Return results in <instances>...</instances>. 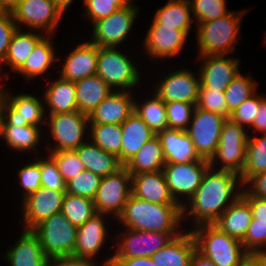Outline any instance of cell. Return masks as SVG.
Listing matches in <instances>:
<instances>
[{
  "label": "cell",
  "mask_w": 266,
  "mask_h": 266,
  "mask_svg": "<svg viewBox=\"0 0 266 266\" xmlns=\"http://www.w3.org/2000/svg\"><path fill=\"white\" fill-rule=\"evenodd\" d=\"M242 190L243 184L239 174L209 167L194 196L182 207L183 222L187 220V225L190 220L189 230L202 224H214L241 196Z\"/></svg>",
  "instance_id": "6da1fadb"
},
{
  "label": "cell",
  "mask_w": 266,
  "mask_h": 266,
  "mask_svg": "<svg viewBox=\"0 0 266 266\" xmlns=\"http://www.w3.org/2000/svg\"><path fill=\"white\" fill-rule=\"evenodd\" d=\"M113 224H121L120 228L156 233H182L186 230L181 226L183 211L180 205L151 203L132 194Z\"/></svg>",
  "instance_id": "7a4b0ae2"
},
{
  "label": "cell",
  "mask_w": 266,
  "mask_h": 266,
  "mask_svg": "<svg viewBox=\"0 0 266 266\" xmlns=\"http://www.w3.org/2000/svg\"><path fill=\"white\" fill-rule=\"evenodd\" d=\"M244 10L231 12L216 20L197 23L195 28V45L197 56L232 55L241 39V23ZM198 54V55H197Z\"/></svg>",
  "instance_id": "3957f363"
},
{
  "label": "cell",
  "mask_w": 266,
  "mask_h": 266,
  "mask_svg": "<svg viewBox=\"0 0 266 266\" xmlns=\"http://www.w3.org/2000/svg\"><path fill=\"white\" fill-rule=\"evenodd\" d=\"M197 250L209 258L216 266H243L247 252L242 242L229 236L215 224L194 227Z\"/></svg>",
  "instance_id": "277c9868"
},
{
  "label": "cell",
  "mask_w": 266,
  "mask_h": 266,
  "mask_svg": "<svg viewBox=\"0 0 266 266\" xmlns=\"http://www.w3.org/2000/svg\"><path fill=\"white\" fill-rule=\"evenodd\" d=\"M48 139L45 141V153L58 150H76L89 139V120L86 114L78 110L46 115ZM48 128V129H47ZM49 138L52 140H49ZM50 142V143H49ZM48 143V144H47ZM53 145V146H52Z\"/></svg>",
  "instance_id": "5b68a950"
},
{
  "label": "cell",
  "mask_w": 266,
  "mask_h": 266,
  "mask_svg": "<svg viewBox=\"0 0 266 266\" xmlns=\"http://www.w3.org/2000/svg\"><path fill=\"white\" fill-rule=\"evenodd\" d=\"M119 47H99L96 74L113 91H134L141 83L140 69L126 52ZM137 65V66H136Z\"/></svg>",
  "instance_id": "8992f818"
},
{
  "label": "cell",
  "mask_w": 266,
  "mask_h": 266,
  "mask_svg": "<svg viewBox=\"0 0 266 266\" xmlns=\"http://www.w3.org/2000/svg\"><path fill=\"white\" fill-rule=\"evenodd\" d=\"M249 135L251 134L246 128L226 119L216 153L209 160L210 167L214 170H230L240 175L246 163Z\"/></svg>",
  "instance_id": "52a82bcc"
},
{
  "label": "cell",
  "mask_w": 266,
  "mask_h": 266,
  "mask_svg": "<svg viewBox=\"0 0 266 266\" xmlns=\"http://www.w3.org/2000/svg\"><path fill=\"white\" fill-rule=\"evenodd\" d=\"M10 10L18 29L24 26L45 35H55L64 19L53 0H19Z\"/></svg>",
  "instance_id": "ba28073f"
},
{
  "label": "cell",
  "mask_w": 266,
  "mask_h": 266,
  "mask_svg": "<svg viewBox=\"0 0 266 266\" xmlns=\"http://www.w3.org/2000/svg\"><path fill=\"white\" fill-rule=\"evenodd\" d=\"M77 228L59 212L42 221L32 231L39 238L44 255L53 258L73 255Z\"/></svg>",
  "instance_id": "9c48e42d"
},
{
  "label": "cell",
  "mask_w": 266,
  "mask_h": 266,
  "mask_svg": "<svg viewBox=\"0 0 266 266\" xmlns=\"http://www.w3.org/2000/svg\"><path fill=\"white\" fill-rule=\"evenodd\" d=\"M3 83V84H2ZM0 84L4 95V111L2 125H18V127L32 125L38 127L46 126V114L42 94L40 97L33 93H14ZM11 91V92H9ZM12 93V94H11Z\"/></svg>",
  "instance_id": "30bf717a"
},
{
  "label": "cell",
  "mask_w": 266,
  "mask_h": 266,
  "mask_svg": "<svg viewBox=\"0 0 266 266\" xmlns=\"http://www.w3.org/2000/svg\"><path fill=\"white\" fill-rule=\"evenodd\" d=\"M139 7L133 1L129 5L119 8L106 18L92 23L89 41L99 47H120L127 41L132 31L135 19L138 18Z\"/></svg>",
  "instance_id": "8fae6325"
},
{
  "label": "cell",
  "mask_w": 266,
  "mask_h": 266,
  "mask_svg": "<svg viewBox=\"0 0 266 266\" xmlns=\"http://www.w3.org/2000/svg\"><path fill=\"white\" fill-rule=\"evenodd\" d=\"M209 167L210 163L206 159L164 165L162 171L170 193L177 204L184 207L188 203L200 186Z\"/></svg>",
  "instance_id": "7c38bea8"
},
{
  "label": "cell",
  "mask_w": 266,
  "mask_h": 266,
  "mask_svg": "<svg viewBox=\"0 0 266 266\" xmlns=\"http://www.w3.org/2000/svg\"><path fill=\"white\" fill-rule=\"evenodd\" d=\"M113 233L114 252L112 258L151 257L164 248L174 237L181 233H162L137 231L124 228Z\"/></svg>",
  "instance_id": "4fadbf2b"
},
{
  "label": "cell",
  "mask_w": 266,
  "mask_h": 266,
  "mask_svg": "<svg viewBox=\"0 0 266 266\" xmlns=\"http://www.w3.org/2000/svg\"><path fill=\"white\" fill-rule=\"evenodd\" d=\"M132 194V175L123 166L117 172L101 178L93 199L96 212L116 220Z\"/></svg>",
  "instance_id": "5bb4252c"
},
{
  "label": "cell",
  "mask_w": 266,
  "mask_h": 266,
  "mask_svg": "<svg viewBox=\"0 0 266 266\" xmlns=\"http://www.w3.org/2000/svg\"><path fill=\"white\" fill-rule=\"evenodd\" d=\"M190 30H178L173 27L164 26L158 22H151L147 33L141 45L152 61H163L177 58L181 55V50L186 46L187 38L189 39ZM146 51V52H145ZM177 55V56H176ZM163 59V60H162Z\"/></svg>",
  "instance_id": "9a60e30c"
},
{
  "label": "cell",
  "mask_w": 266,
  "mask_h": 266,
  "mask_svg": "<svg viewBox=\"0 0 266 266\" xmlns=\"http://www.w3.org/2000/svg\"><path fill=\"white\" fill-rule=\"evenodd\" d=\"M165 74L156 81L157 84L152 85L153 91L164 102L197 104L200 87L198 71L195 73L189 67L182 66Z\"/></svg>",
  "instance_id": "2e32d148"
},
{
  "label": "cell",
  "mask_w": 266,
  "mask_h": 266,
  "mask_svg": "<svg viewBox=\"0 0 266 266\" xmlns=\"http://www.w3.org/2000/svg\"><path fill=\"white\" fill-rule=\"evenodd\" d=\"M225 117L195 108L187 133L200 158L210 160L216 153Z\"/></svg>",
  "instance_id": "e0dca14e"
},
{
  "label": "cell",
  "mask_w": 266,
  "mask_h": 266,
  "mask_svg": "<svg viewBox=\"0 0 266 266\" xmlns=\"http://www.w3.org/2000/svg\"><path fill=\"white\" fill-rule=\"evenodd\" d=\"M110 218L115 221L111 216L97 212L83 225L78 226L74 256L97 262L102 260L99 259V255L103 251L102 249L105 248L104 246L108 243L114 244L109 242L110 225L108 223H110ZM107 219H109V222L106 221Z\"/></svg>",
  "instance_id": "ac0fdd59"
},
{
  "label": "cell",
  "mask_w": 266,
  "mask_h": 266,
  "mask_svg": "<svg viewBox=\"0 0 266 266\" xmlns=\"http://www.w3.org/2000/svg\"><path fill=\"white\" fill-rule=\"evenodd\" d=\"M65 193L41 186L23 199L19 213L22 214V229L32 230L53 214L61 212Z\"/></svg>",
  "instance_id": "d6986e66"
},
{
  "label": "cell",
  "mask_w": 266,
  "mask_h": 266,
  "mask_svg": "<svg viewBox=\"0 0 266 266\" xmlns=\"http://www.w3.org/2000/svg\"><path fill=\"white\" fill-rule=\"evenodd\" d=\"M232 55H211L197 56L199 61L197 71L200 78V85L209 89L224 92L231 81L238 76L241 71V60ZM240 60V61H239Z\"/></svg>",
  "instance_id": "ffe728a7"
},
{
  "label": "cell",
  "mask_w": 266,
  "mask_h": 266,
  "mask_svg": "<svg viewBox=\"0 0 266 266\" xmlns=\"http://www.w3.org/2000/svg\"><path fill=\"white\" fill-rule=\"evenodd\" d=\"M71 48L73 49H70L65 59L62 60L64 63L58 70V73L61 72L59 76L65 80L75 82L95 75L97 72L99 46L86 40Z\"/></svg>",
  "instance_id": "44dd1931"
},
{
  "label": "cell",
  "mask_w": 266,
  "mask_h": 266,
  "mask_svg": "<svg viewBox=\"0 0 266 266\" xmlns=\"http://www.w3.org/2000/svg\"><path fill=\"white\" fill-rule=\"evenodd\" d=\"M135 91L111 92L88 116L89 124L121 125L134 112Z\"/></svg>",
  "instance_id": "7402d4cb"
},
{
  "label": "cell",
  "mask_w": 266,
  "mask_h": 266,
  "mask_svg": "<svg viewBox=\"0 0 266 266\" xmlns=\"http://www.w3.org/2000/svg\"><path fill=\"white\" fill-rule=\"evenodd\" d=\"M13 245L6 249L4 260L9 266H49L39 238L32 230H22Z\"/></svg>",
  "instance_id": "603a6c76"
},
{
  "label": "cell",
  "mask_w": 266,
  "mask_h": 266,
  "mask_svg": "<svg viewBox=\"0 0 266 266\" xmlns=\"http://www.w3.org/2000/svg\"><path fill=\"white\" fill-rule=\"evenodd\" d=\"M55 35H45L34 47L32 54L25 61V64L16 72L19 76L26 80H35L45 76L44 80H48L49 71L55 69V63L62 61V57L56 54V48L53 45L52 37ZM59 61V62H58Z\"/></svg>",
  "instance_id": "cb8c5ba5"
},
{
  "label": "cell",
  "mask_w": 266,
  "mask_h": 266,
  "mask_svg": "<svg viewBox=\"0 0 266 266\" xmlns=\"http://www.w3.org/2000/svg\"><path fill=\"white\" fill-rule=\"evenodd\" d=\"M45 81L42 97L46 115L67 113L78 110L75 82L65 80L58 74L52 82ZM50 84V85H49ZM48 107V108H47Z\"/></svg>",
  "instance_id": "d4e9b609"
},
{
  "label": "cell",
  "mask_w": 266,
  "mask_h": 266,
  "mask_svg": "<svg viewBox=\"0 0 266 266\" xmlns=\"http://www.w3.org/2000/svg\"><path fill=\"white\" fill-rule=\"evenodd\" d=\"M132 195L151 203L179 205L170 193L162 170L132 175Z\"/></svg>",
  "instance_id": "484cf974"
},
{
  "label": "cell",
  "mask_w": 266,
  "mask_h": 266,
  "mask_svg": "<svg viewBox=\"0 0 266 266\" xmlns=\"http://www.w3.org/2000/svg\"><path fill=\"white\" fill-rule=\"evenodd\" d=\"M197 250V244L191 230H184L173 238L164 248L151 256L156 266H190Z\"/></svg>",
  "instance_id": "4316f807"
},
{
  "label": "cell",
  "mask_w": 266,
  "mask_h": 266,
  "mask_svg": "<svg viewBox=\"0 0 266 266\" xmlns=\"http://www.w3.org/2000/svg\"><path fill=\"white\" fill-rule=\"evenodd\" d=\"M166 163H187L201 160L187 131L167 128L157 134Z\"/></svg>",
  "instance_id": "83f0119b"
},
{
  "label": "cell",
  "mask_w": 266,
  "mask_h": 266,
  "mask_svg": "<svg viewBox=\"0 0 266 266\" xmlns=\"http://www.w3.org/2000/svg\"><path fill=\"white\" fill-rule=\"evenodd\" d=\"M43 130L45 131L43 127L32 125L22 127H18V125H2L0 140L2 139L3 143L7 145L8 150L11 149L17 153L27 152V155L29 152L33 151L35 154L34 156H40L41 153H39L37 149H39L40 146L42 148L40 144L45 140L43 139L45 137V132Z\"/></svg>",
  "instance_id": "f1b7e54d"
},
{
  "label": "cell",
  "mask_w": 266,
  "mask_h": 266,
  "mask_svg": "<svg viewBox=\"0 0 266 266\" xmlns=\"http://www.w3.org/2000/svg\"><path fill=\"white\" fill-rule=\"evenodd\" d=\"M44 36L45 34L38 31L17 28L12 35L6 56L0 63V74L3 75L4 67H9L11 72H17L32 54L35 45Z\"/></svg>",
  "instance_id": "f546056e"
},
{
  "label": "cell",
  "mask_w": 266,
  "mask_h": 266,
  "mask_svg": "<svg viewBox=\"0 0 266 266\" xmlns=\"http://www.w3.org/2000/svg\"><path fill=\"white\" fill-rule=\"evenodd\" d=\"M121 164L124 166L156 134L133 112L122 124Z\"/></svg>",
  "instance_id": "4dcf8cb0"
},
{
  "label": "cell",
  "mask_w": 266,
  "mask_h": 266,
  "mask_svg": "<svg viewBox=\"0 0 266 266\" xmlns=\"http://www.w3.org/2000/svg\"><path fill=\"white\" fill-rule=\"evenodd\" d=\"M75 151L85 170H89L101 178L113 174L123 167L116 155L104 151L90 139Z\"/></svg>",
  "instance_id": "1f68e13d"
},
{
  "label": "cell",
  "mask_w": 266,
  "mask_h": 266,
  "mask_svg": "<svg viewBox=\"0 0 266 266\" xmlns=\"http://www.w3.org/2000/svg\"><path fill=\"white\" fill-rule=\"evenodd\" d=\"M252 218L250 205L240 196L214 224L229 236L242 242Z\"/></svg>",
  "instance_id": "d6a6232c"
},
{
  "label": "cell",
  "mask_w": 266,
  "mask_h": 266,
  "mask_svg": "<svg viewBox=\"0 0 266 266\" xmlns=\"http://www.w3.org/2000/svg\"><path fill=\"white\" fill-rule=\"evenodd\" d=\"M78 111L89 116L113 90L97 74L75 81Z\"/></svg>",
  "instance_id": "836d02e7"
},
{
  "label": "cell",
  "mask_w": 266,
  "mask_h": 266,
  "mask_svg": "<svg viewBox=\"0 0 266 266\" xmlns=\"http://www.w3.org/2000/svg\"><path fill=\"white\" fill-rule=\"evenodd\" d=\"M166 164L165 155L157 135L152 137L142 148L128 161L124 167L131 175L156 172L163 169Z\"/></svg>",
  "instance_id": "e575fe53"
},
{
  "label": "cell",
  "mask_w": 266,
  "mask_h": 266,
  "mask_svg": "<svg viewBox=\"0 0 266 266\" xmlns=\"http://www.w3.org/2000/svg\"><path fill=\"white\" fill-rule=\"evenodd\" d=\"M151 20L178 30H191L196 26L189 0H167L155 10Z\"/></svg>",
  "instance_id": "d590c367"
},
{
  "label": "cell",
  "mask_w": 266,
  "mask_h": 266,
  "mask_svg": "<svg viewBox=\"0 0 266 266\" xmlns=\"http://www.w3.org/2000/svg\"><path fill=\"white\" fill-rule=\"evenodd\" d=\"M150 93L143 101L134 98V112L157 135L168 128L167 113L165 102L153 90Z\"/></svg>",
  "instance_id": "8d00e7d4"
},
{
  "label": "cell",
  "mask_w": 266,
  "mask_h": 266,
  "mask_svg": "<svg viewBox=\"0 0 266 266\" xmlns=\"http://www.w3.org/2000/svg\"><path fill=\"white\" fill-rule=\"evenodd\" d=\"M263 172H266V134H260V137L249 135L241 183L244 186L253 176Z\"/></svg>",
  "instance_id": "74e56055"
},
{
  "label": "cell",
  "mask_w": 266,
  "mask_h": 266,
  "mask_svg": "<svg viewBox=\"0 0 266 266\" xmlns=\"http://www.w3.org/2000/svg\"><path fill=\"white\" fill-rule=\"evenodd\" d=\"M89 139L121 163L122 131L119 124H89Z\"/></svg>",
  "instance_id": "f35d334b"
},
{
  "label": "cell",
  "mask_w": 266,
  "mask_h": 266,
  "mask_svg": "<svg viewBox=\"0 0 266 266\" xmlns=\"http://www.w3.org/2000/svg\"><path fill=\"white\" fill-rule=\"evenodd\" d=\"M61 213L71 224L78 227L87 222L97 212L93 199L65 193Z\"/></svg>",
  "instance_id": "ab89813d"
},
{
  "label": "cell",
  "mask_w": 266,
  "mask_h": 266,
  "mask_svg": "<svg viewBox=\"0 0 266 266\" xmlns=\"http://www.w3.org/2000/svg\"><path fill=\"white\" fill-rule=\"evenodd\" d=\"M242 72L236 76L228 87L225 89V98L228 105V110L233 112L245 100L254 96L258 91V82L252 76Z\"/></svg>",
  "instance_id": "60d3db41"
},
{
  "label": "cell",
  "mask_w": 266,
  "mask_h": 266,
  "mask_svg": "<svg viewBox=\"0 0 266 266\" xmlns=\"http://www.w3.org/2000/svg\"><path fill=\"white\" fill-rule=\"evenodd\" d=\"M194 22L216 20L229 14L226 0H189Z\"/></svg>",
  "instance_id": "b9f144b4"
},
{
  "label": "cell",
  "mask_w": 266,
  "mask_h": 266,
  "mask_svg": "<svg viewBox=\"0 0 266 266\" xmlns=\"http://www.w3.org/2000/svg\"><path fill=\"white\" fill-rule=\"evenodd\" d=\"M32 157L33 161L29 162L28 160L27 163H24V165L21 166V168L18 170V173H15L18 174V186H20L19 188H22L19 189L22 191L20 193V199L22 198L21 201L34 191H37L39 188H41L39 156L34 157L32 155Z\"/></svg>",
  "instance_id": "7bdbcfd3"
},
{
  "label": "cell",
  "mask_w": 266,
  "mask_h": 266,
  "mask_svg": "<svg viewBox=\"0 0 266 266\" xmlns=\"http://www.w3.org/2000/svg\"><path fill=\"white\" fill-rule=\"evenodd\" d=\"M196 107L218 114L226 119H229L231 115V112L228 110L225 93L219 92V90L206 88L203 85L199 87Z\"/></svg>",
  "instance_id": "ee69618b"
},
{
  "label": "cell",
  "mask_w": 266,
  "mask_h": 266,
  "mask_svg": "<svg viewBox=\"0 0 266 266\" xmlns=\"http://www.w3.org/2000/svg\"><path fill=\"white\" fill-rule=\"evenodd\" d=\"M57 163L65 183L85 170L75 150H58L48 153Z\"/></svg>",
  "instance_id": "f6af8a7d"
},
{
  "label": "cell",
  "mask_w": 266,
  "mask_h": 266,
  "mask_svg": "<svg viewBox=\"0 0 266 266\" xmlns=\"http://www.w3.org/2000/svg\"><path fill=\"white\" fill-rule=\"evenodd\" d=\"M101 177L89 170H84L66 183V193L94 199Z\"/></svg>",
  "instance_id": "bcb514c9"
},
{
  "label": "cell",
  "mask_w": 266,
  "mask_h": 266,
  "mask_svg": "<svg viewBox=\"0 0 266 266\" xmlns=\"http://www.w3.org/2000/svg\"><path fill=\"white\" fill-rule=\"evenodd\" d=\"M165 107L168 128L186 131L196 105L185 102H165Z\"/></svg>",
  "instance_id": "7dc6e473"
},
{
  "label": "cell",
  "mask_w": 266,
  "mask_h": 266,
  "mask_svg": "<svg viewBox=\"0 0 266 266\" xmlns=\"http://www.w3.org/2000/svg\"><path fill=\"white\" fill-rule=\"evenodd\" d=\"M39 165L41 172V186L54 191H66V183L59 172L57 163L50 155H48V153L39 156Z\"/></svg>",
  "instance_id": "c3c4849f"
},
{
  "label": "cell",
  "mask_w": 266,
  "mask_h": 266,
  "mask_svg": "<svg viewBox=\"0 0 266 266\" xmlns=\"http://www.w3.org/2000/svg\"><path fill=\"white\" fill-rule=\"evenodd\" d=\"M266 98V95L256 93L251 98L245 100L233 112H231L230 120L247 130L252 126L260 103Z\"/></svg>",
  "instance_id": "681fc988"
},
{
  "label": "cell",
  "mask_w": 266,
  "mask_h": 266,
  "mask_svg": "<svg viewBox=\"0 0 266 266\" xmlns=\"http://www.w3.org/2000/svg\"><path fill=\"white\" fill-rule=\"evenodd\" d=\"M242 245L248 254L266 252V222L252 218Z\"/></svg>",
  "instance_id": "f907efd6"
},
{
  "label": "cell",
  "mask_w": 266,
  "mask_h": 266,
  "mask_svg": "<svg viewBox=\"0 0 266 266\" xmlns=\"http://www.w3.org/2000/svg\"><path fill=\"white\" fill-rule=\"evenodd\" d=\"M83 19L91 24L97 20L106 18L120 7L114 3V0H83Z\"/></svg>",
  "instance_id": "816d5d0a"
},
{
  "label": "cell",
  "mask_w": 266,
  "mask_h": 266,
  "mask_svg": "<svg viewBox=\"0 0 266 266\" xmlns=\"http://www.w3.org/2000/svg\"><path fill=\"white\" fill-rule=\"evenodd\" d=\"M17 30L11 10L0 12V63L4 60L12 35Z\"/></svg>",
  "instance_id": "f5cc1de1"
},
{
  "label": "cell",
  "mask_w": 266,
  "mask_h": 266,
  "mask_svg": "<svg viewBox=\"0 0 266 266\" xmlns=\"http://www.w3.org/2000/svg\"><path fill=\"white\" fill-rule=\"evenodd\" d=\"M110 253L111 252L107 253L110 256L107 255L104 257L100 264L91 259L81 258L74 255H66L50 258L49 266H111L113 254Z\"/></svg>",
  "instance_id": "db71d44e"
},
{
  "label": "cell",
  "mask_w": 266,
  "mask_h": 266,
  "mask_svg": "<svg viewBox=\"0 0 266 266\" xmlns=\"http://www.w3.org/2000/svg\"><path fill=\"white\" fill-rule=\"evenodd\" d=\"M241 196H255L266 199V172L253 176L243 186Z\"/></svg>",
  "instance_id": "11a10c76"
},
{
  "label": "cell",
  "mask_w": 266,
  "mask_h": 266,
  "mask_svg": "<svg viewBox=\"0 0 266 266\" xmlns=\"http://www.w3.org/2000/svg\"><path fill=\"white\" fill-rule=\"evenodd\" d=\"M249 205L256 222H266V199L255 196H241Z\"/></svg>",
  "instance_id": "9f6ffc18"
},
{
  "label": "cell",
  "mask_w": 266,
  "mask_h": 266,
  "mask_svg": "<svg viewBox=\"0 0 266 266\" xmlns=\"http://www.w3.org/2000/svg\"><path fill=\"white\" fill-rule=\"evenodd\" d=\"M111 266H156L151 257L112 258Z\"/></svg>",
  "instance_id": "6f0895ef"
},
{
  "label": "cell",
  "mask_w": 266,
  "mask_h": 266,
  "mask_svg": "<svg viewBox=\"0 0 266 266\" xmlns=\"http://www.w3.org/2000/svg\"><path fill=\"white\" fill-rule=\"evenodd\" d=\"M252 129L253 133L266 134V98L260 103L259 111L257 112L252 126L248 129Z\"/></svg>",
  "instance_id": "680465c9"
},
{
  "label": "cell",
  "mask_w": 266,
  "mask_h": 266,
  "mask_svg": "<svg viewBox=\"0 0 266 266\" xmlns=\"http://www.w3.org/2000/svg\"><path fill=\"white\" fill-rule=\"evenodd\" d=\"M243 266H266V252L247 254Z\"/></svg>",
  "instance_id": "91938a15"
},
{
  "label": "cell",
  "mask_w": 266,
  "mask_h": 266,
  "mask_svg": "<svg viewBox=\"0 0 266 266\" xmlns=\"http://www.w3.org/2000/svg\"><path fill=\"white\" fill-rule=\"evenodd\" d=\"M190 266H216L209 258L205 257L198 250L195 251Z\"/></svg>",
  "instance_id": "94428289"
},
{
  "label": "cell",
  "mask_w": 266,
  "mask_h": 266,
  "mask_svg": "<svg viewBox=\"0 0 266 266\" xmlns=\"http://www.w3.org/2000/svg\"><path fill=\"white\" fill-rule=\"evenodd\" d=\"M75 0H53L55 6L61 11V13L64 15L66 14L67 8L72 4V2Z\"/></svg>",
  "instance_id": "6125c7cd"
},
{
  "label": "cell",
  "mask_w": 266,
  "mask_h": 266,
  "mask_svg": "<svg viewBox=\"0 0 266 266\" xmlns=\"http://www.w3.org/2000/svg\"><path fill=\"white\" fill-rule=\"evenodd\" d=\"M3 111H4V95L0 87V135H1V130H2Z\"/></svg>",
  "instance_id": "be15d7a7"
},
{
  "label": "cell",
  "mask_w": 266,
  "mask_h": 266,
  "mask_svg": "<svg viewBox=\"0 0 266 266\" xmlns=\"http://www.w3.org/2000/svg\"><path fill=\"white\" fill-rule=\"evenodd\" d=\"M19 0H2L7 9H12Z\"/></svg>",
  "instance_id": "e7e4bbea"
},
{
  "label": "cell",
  "mask_w": 266,
  "mask_h": 266,
  "mask_svg": "<svg viewBox=\"0 0 266 266\" xmlns=\"http://www.w3.org/2000/svg\"><path fill=\"white\" fill-rule=\"evenodd\" d=\"M131 2V0H114V3L117 4L120 8L129 5Z\"/></svg>",
  "instance_id": "03108f58"
},
{
  "label": "cell",
  "mask_w": 266,
  "mask_h": 266,
  "mask_svg": "<svg viewBox=\"0 0 266 266\" xmlns=\"http://www.w3.org/2000/svg\"><path fill=\"white\" fill-rule=\"evenodd\" d=\"M7 10H9V9H7V8L5 7V5L3 4L2 0H0V12H2V11H7Z\"/></svg>",
  "instance_id": "003e7915"
},
{
  "label": "cell",
  "mask_w": 266,
  "mask_h": 266,
  "mask_svg": "<svg viewBox=\"0 0 266 266\" xmlns=\"http://www.w3.org/2000/svg\"><path fill=\"white\" fill-rule=\"evenodd\" d=\"M265 34H266V33H265ZM263 40H264L263 42H264V43H265V45H266V36L264 37V39H263Z\"/></svg>",
  "instance_id": "a7ac6f4b"
}]
</instances>
